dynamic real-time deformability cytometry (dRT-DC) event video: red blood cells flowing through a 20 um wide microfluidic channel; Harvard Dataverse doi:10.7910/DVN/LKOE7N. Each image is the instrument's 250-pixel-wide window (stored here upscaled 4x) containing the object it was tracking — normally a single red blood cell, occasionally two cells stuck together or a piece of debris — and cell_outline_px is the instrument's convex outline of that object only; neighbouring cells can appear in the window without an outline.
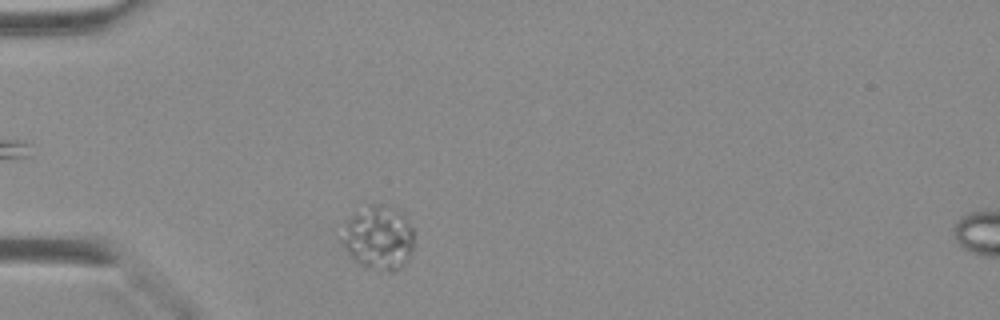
{"species": "Egyptian fruit bat (a non-hibernating species)", "species_latin": "Rousettus aegyptiacus", "temperature_condition": "warm", "stored_images_in_passage": 33, "camera_frame_rate_fps": 3000, "um_per_image_px": 0.085, "animal": {"sex": "female"}, "frame": {"image": 1, "passage_image": 2, "time_ms": 0.333, "image_size_px": [1000, 320], "cell_outline_px": [[416, 232], [412, 248], [408, 260], [396, 272], [388, 272], [372, 268], [360, 264], [348, 252], [340, 240], [344, 220], [368, 204], [396, 208], [408, 220]], "centroid_in_image_um": [32.19, 20.2], "position_along_channel_um": 52.8, "area_um2": 27.22}}
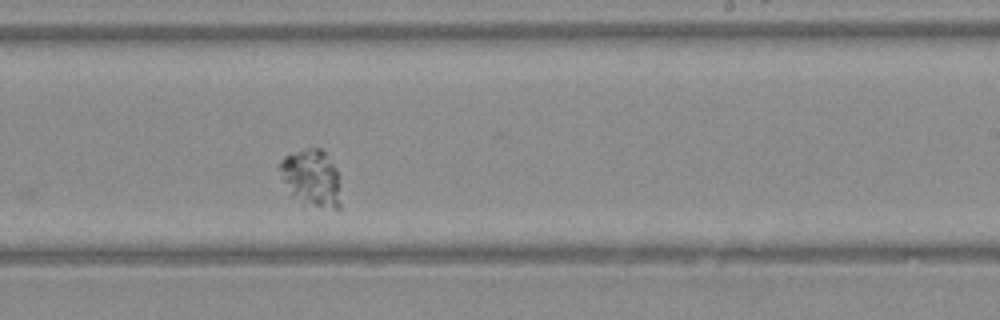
{"frame": {"image": 2, "passage_image": 17, "time_ms": 5.333, "image_size_px": [1000, 320], "cell_outline_px": [[340, 208], [336, 208], [316, 204], [288, 196], [276, 164], [284, 156], [308, 148], [320, 148], [324, 152], [336, 168], [340, 204]], "centroid_in_image_um": [26.38, 15.07], "position_along_channel_um": 262.6, "area_um2": 19.83}}
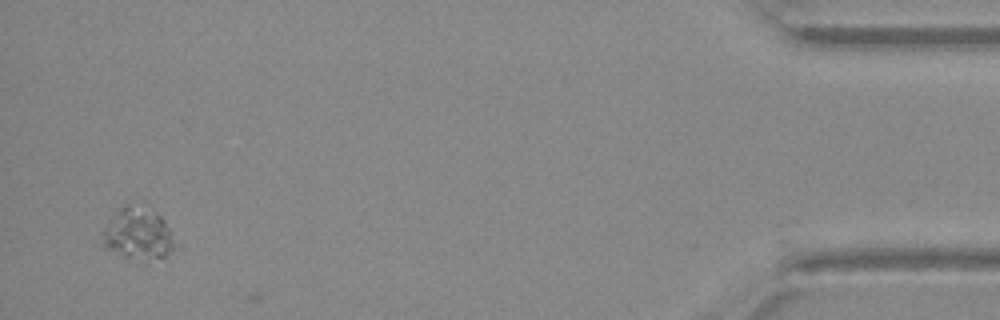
{"frame": {"image": 3, "passage_image": 32, "time_ms": 10.333, "image_size_px": [1000, 320], "cell_outline_px": [[180, 248], [168, 256], [148, 264], [140, 264], [124, 260], [100, 248], [100, 232], [120, 208], [124, 204], [128, 204], [160, 216], [164, 220], [180, 244]], "centroid_in_image_um": [11.73, 20.08], "position_along_channel_um": 423.5, "area_um2": 23.7}}